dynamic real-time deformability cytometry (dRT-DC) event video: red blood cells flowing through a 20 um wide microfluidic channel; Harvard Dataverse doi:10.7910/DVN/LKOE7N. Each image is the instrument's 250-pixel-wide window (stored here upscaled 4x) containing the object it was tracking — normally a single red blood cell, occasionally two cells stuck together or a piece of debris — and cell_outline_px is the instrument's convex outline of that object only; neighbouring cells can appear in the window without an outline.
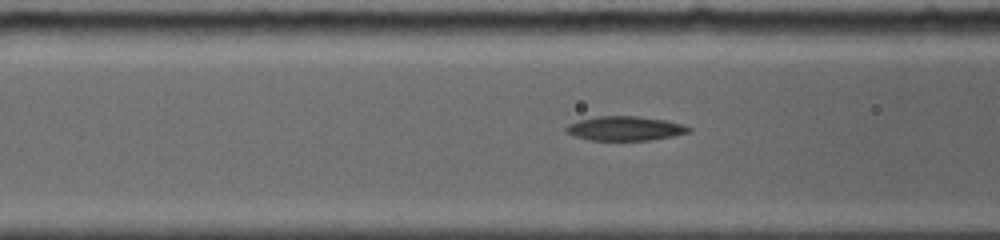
{"species": "common noctule bat (a hibernating species)", "species_latin": "Nyctalus noctula", "temperature_condition": "room temperature", "stored_images_in_passage": 9, "camera_frame_rate_fps": 5000, "um_per_image_px": 0.085, "animal": {"sex": "female", "body_mass_g": 19.0, "forearm_length_mm": 56.7}, "frame": {"image": 1, "passage_image": 7, "time_ms": 2.6, "image_size_px": [1000, 240], "cell_outline_px": [[692, 128], [688, 132], [672, 136], [648, 140], [592, 140], [576, 136], [568, 132], [564, 128], [568, 124], [580, 120], [596, 116], [636, 116], [664, 120], [684, 124]], "centroid_in_image_um": [53.14, 10.91], "position_along_channel_um": 113.5, "area_um2": 17.11}}